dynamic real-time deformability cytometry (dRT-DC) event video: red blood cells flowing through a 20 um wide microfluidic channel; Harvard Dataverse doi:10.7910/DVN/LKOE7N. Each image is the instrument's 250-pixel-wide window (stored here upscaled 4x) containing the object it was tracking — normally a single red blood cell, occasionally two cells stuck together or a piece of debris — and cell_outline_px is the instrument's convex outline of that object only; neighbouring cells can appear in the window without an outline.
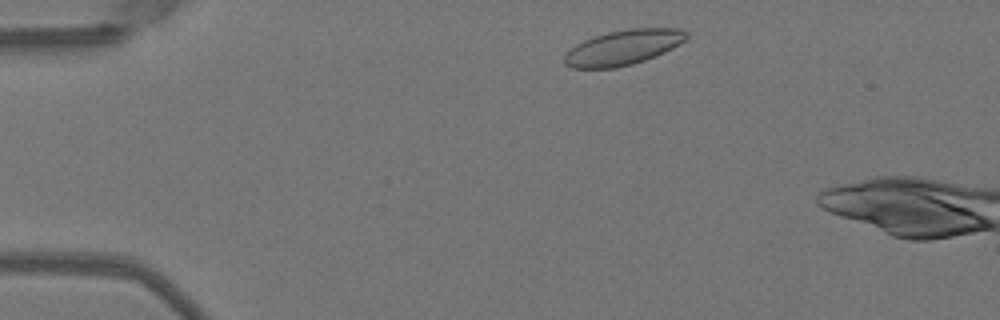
{"species": "Egyptian fruit bat (a non-hibernating species)", "species_latin": "Rousettus aegyptiacus", "temperature_condition": "warm", "stored_images_in_passage": 8, "camera_frame_rate_fps": 3000, "um_per_image_px": 0.085, "animal": {"sex": "female"}, "frame": {"image": 1, "passage_image": 3, "time_ms": 0.667, "image_size_px": [1000, 320], "cell_outline_px": [[688, 36], [684, 40], [672, 48], [656, 56], [632, 64], [616, 68], [572, 68], [564, 64], [564, 56], [576, 44], [584, 40], [608, 32], [628, 28], [680, 28], [688, 32]], "centroid_in_image_um": [52.98, 4.03], "position_along_channel_um": 32.0, "area_um2": 24.8}}